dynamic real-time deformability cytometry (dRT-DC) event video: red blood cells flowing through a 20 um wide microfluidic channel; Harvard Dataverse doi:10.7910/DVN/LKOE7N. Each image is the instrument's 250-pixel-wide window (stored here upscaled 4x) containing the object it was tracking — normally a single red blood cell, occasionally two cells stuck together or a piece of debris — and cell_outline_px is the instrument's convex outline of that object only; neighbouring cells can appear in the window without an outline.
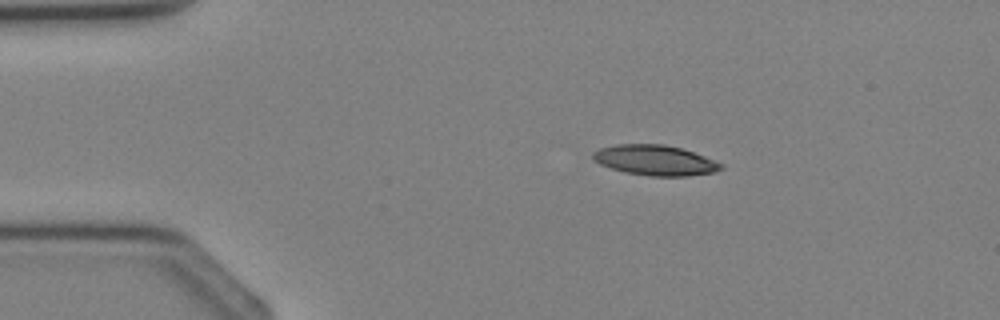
{"species": "Egyptian fruit bat (a non-hibernating species)", "species_latin": "Rousettus aegyptiacus", "temperature_condition": "cold", "stored_images_in_passage": 2, "camera_frame_rate_fps": 3000, "um_per_image_px": 0.085, "animal": {"sex": "female"}, "frame": {"image": 1, "passage_image": 1, "time_ms": 0.0, "image_size_px": [1000, 320], "cell_outline_px": [[724, 168], [716, 172], [688, 176], [652, 176], [624, 172], [600, 164], [592, 160], [592, 152], [600, 148], [616, 144], [664, 144], [680, 148], [704, 156], [724, 164]], "centroid_in_image_um": [55.68, 13.62], "position_along_channel_um": 29.3, "area_um2": 22.66}}